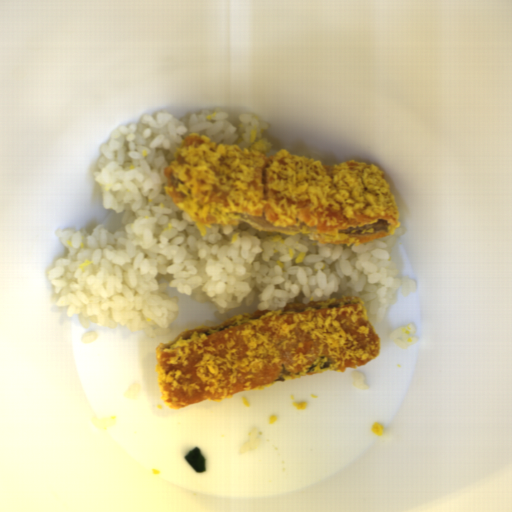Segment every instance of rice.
Listing matches in <instances>:
<instances>
[{
  "label": "rice",
  "mask_w": 512,
  "mask_h": 512,
  "mask_svg": "<svg viewBox=\"0 0 512 512\" xmlns=\"http://www.w3.org/2000/svg\"><path fill=\"white\" fill-rule=\"evenodd\" d=\"M223 109H202L188 118L157 112L138 123L116 128L101 143L100 171L92 177L102 188V207L124 211L118 233L94 224L62 229L58 239L68 255L55 259L48 273L53 307L66 306L84 329L127 326L147 338L171 330L181 295L201 292L217 303L220 313L253 303L257 311H278L289 303L307 304L339 297L363 302L371 325L380 323L404 296L417 292L411 276L398 277L389 249L404 227L392 235L359 245L319 243L303 233L260 231L253 225L213 224L202 235L185 211L164 189V167L174 160L189 134L209 137L219 145H250L270 127L252 114L238 115V131Z\"/></svg>",
  "instance_id": "652b925c"
},
{
  "label": "rice",
  "mask_w": 512,
  "mask_h": 512,
  "mask_svg": "<svg viewBox=\"0 0 512 512\" xmlns=\"http://www.w3.org/2000/svg\"><path fill=\"white\" fill-rule=\"evenodd\" d=\"M415 330L416 327L412 324L410 326L390 332L389 339L400 347L405 348L408 345H412L414 341L418 340L415 334Z\"/></svg>",
  "instance_id": "023b6e5f"
},
{
  "label": "rice",
  "mask_w": 512,
  "mask_h": 512,
  "mask_svg": "<svg viewBox=\"0 0 512 512\" xmlns=\"http://www.w3.org/2000/svg\"><path fill=\"white\" fill-rule=\"evenodd\" d=\"M97 337H98V333L96 331L95 332H87L86 334L83 335V342L86 344L88 342L96 340Z\"/></svg>",
  "instance_id": "8eca5e8b"
}]
</instances>
